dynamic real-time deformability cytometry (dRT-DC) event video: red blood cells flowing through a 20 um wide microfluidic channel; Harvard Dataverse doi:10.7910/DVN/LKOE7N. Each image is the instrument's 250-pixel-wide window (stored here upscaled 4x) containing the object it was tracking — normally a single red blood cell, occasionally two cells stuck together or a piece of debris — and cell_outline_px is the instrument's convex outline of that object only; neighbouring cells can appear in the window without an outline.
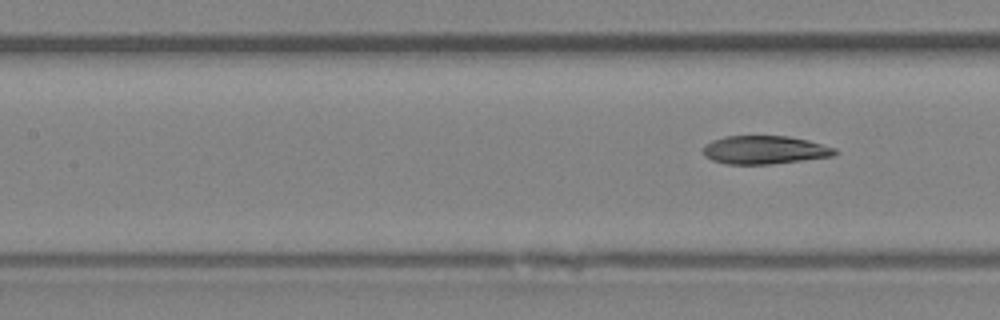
{"species": "Egyptian fruit bat (a non-hibernating species)", "species_latin": "Rousettus aegyptiacus", "temperature_condition": "room temperature", "stored_images_in_passage": 8, "segment_of_instrument_passage": [2, 2], "camera_frame_rate_fps": 3000, "um_per_image_px": 0.085, "animal": {"sex": "female"}, "frame": {"image": 1, "passage_image": 8, "time_ms": 8.333, "image_size_px": [1000, 320], "cell_outline_px": [[840, 152], [836, 156], [772, 164], [724, 164], [712, 160], [704, 156], [704, 148], [712, 140], [724, 136], [788, 136], [808, 140], [836, 148]], "centroid_in_image_um": [65.05, 12.75], "position_along_channel_um": 142.3, "area_um2": 21.91}}